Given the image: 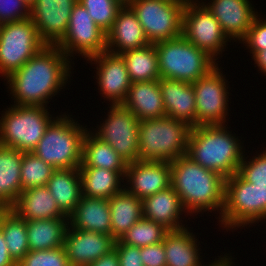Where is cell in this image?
Here are the masks:
<instances>
[{"instance_id": "cell-1", "label": "cell", "mask_w": 266, "mask_h": 266, "mask_svg": "<svg viewBox=\"0 0 266 266\" xmlns=\"http://www.w3.org/2000/svg\"><path fill=\"white\" fill-rule=\"evenodd\" d=\"M71 63L74 61L56 45H45L4 80L13 105L48 107L51 102L48 100L65 89L71 80Z\"/></svg>"}, {"instance_id": "cell-2", "label": "cell", "mask_w": 266, "mask_h": 266, "mask_svg": "<svg viewBox=\"0 0 266 266\" xmlns=\"http://www.w3.org/2000/svg\"><path fill=\"white\" fill-rule=\"evenodd\" d=\"M170 164L171 186L190 217L213 211L217 216L219 213L216 219L220 218L225 202L226 178L202 167L187 155L178 157Z\"/></svg>"}, {"instance_id": "cell-3", "label": "cell", "mask_w": 266, "mask_h": 266, "mask_svg": "<svg viewBox=\"0 0 266 266\" xmlns=\"http://www.w3.org/2000/svg\"><path fill=\"white\" fill-rule=\"evenodd\" d=\"M243 142L227 124L192 127L187 156L202 167L228 178L239 170L246 153Z\"/></svg>"}, {"instance_id": "cell-4", "label": "cell", "mask_w": 266, "mask_h": 266, "mask_svg": "<svg viewBox=\"0 0 266 266\" xmlns=\"http://www.w3.org/2000/svg\"><path fill=\"white\" fill-rule=\"evenodd\" d=\"M71 116L66 112L57 115L32 151L55 169L79 168L82 163L83 140L89 128Z\"/></svg>"}, {"instance_id": "cell-5", "label": "cell", "mask_w": 266, "mask_h": 266, "mask_svg": "<svg viewBox=\"0 0 266 266\" xmlns=\"http://www.w3.org/2000/svg\"><path fill=\"white\" fill-rule=\"evenodd\" d=\"M192 127L168 116L139 123V161L172 162L187 155Z\"/></svg>"}, {"instance_id": "cell-6", "label": "cell", "mask_w": 266, "mask_h": 266, "mask_svg": "<svg viewBox=\"0 0 266 266\" xmlns=\"http://www.w3.org/2000/svg\"><path fill=\"white\" fill-rule=\"evenodd\" d=\"M265 220L266 186L252 185L238 173L226 178L224 208L218 225L233 232V229L243 230Z\"/></svg>"}, {"instance_id": "cell-7", "label": "cell", "mask_w": 266, "mask_h": 266, "mask_svg": "<svg viewBox=\"0 0 266 266\" xmlns=\"http://www.w3.org/2000/svg\"><path fill=\"white\" fill-rule=\"evenodd\" d=\"M161 78L194 83L219 63L183 35L155 43Z\"/></svg>"}, {"instance_id": "cell-8", "label": "cell", "mask_w": 266, "mask_h": 266, "mask_svg": "<svg viewBox=\"0 0 266 266\" xmlns=\"http://www.w3.org/2000/svg\"><path fill=\"white\" fill-rule=\"evenodd\" d=\"M10 106L0 113V144L32 152L57 116L50 114V107Z\"/></svg>"}, {"instance_id": "cell-9", "label": "cell", "mask_w": 266, "mask_h": 266, "mask_svg": "<svg viewBox=\"0 0 266 266\" xmlns=\"http://www.w3.org/2000/svg\"><path fill=\"white\" fill-rule=\"evenodd\" d=\"M45 45L31 18L1 24L0 77L6 79Z\"/></svg>"}, {"instance_id": "cell-10", "label": "cell", "mask_w": 266, "mask_h": 266, "mask_svg": "<svg viewBox=\"0 0 266 266\" xmlns=\"http://www.w3.org/2000/svg\"><path fill=\"white\" fill-rule=\"evenodd\" d=\"M185 5L164 0H134L128 4L150 44L182 36Z\"/></svg>"}, {"instance_id": "cell-11", "label": "cell", "mask_w": 266, "mask_h": 266, "mask_svg": "<svg viewBox=\"0 0 266 266\" xmlns=\"http://www.w3.org/2000/svg\"><path fill=\"white\" fill-rule=\"evenodd\" d=\"M106 117L91 130L129 164L139 161L140 120L122 104L110 105Z\"/></svg>"}, {"instance_id": "cell-12", "label": "cell", "mask_w": 266, "mask_h": 266, "mask_svg": "<svg viewBox=\"0 0 266 266\" xmlns=\"http://www.w3.org/2000/svg\"><path fill=\"white\" fill-rule=\"evenodd\" d=\"M219 64L207 75L192 83L195 93L197 126L223 125L228 123L229 90L226 74ZM224 74V75H223ZM227 118V119H226Z\"/></svg>"}, {"instance_id": "cell-13", "label": "cell", "mask_w": 266, "mask_h": 266, "mask_svg": "<svg viewBox=\"0 0 266 266\" xmlns=\"http://www.w3.org/2000/svg\"><path fill=\"white\" fill-rule=\"evenodd\" d=\"M56 46L71 61L77 54L87 60L106 51V33L93 21L86 8L77 1L72 8L67 32Z\"/></svg>"}, {"instance_id": "cell-14", "label": "cell", "mask_w": 266, "mask_h": 266, "mask_svg": "<svg viewBox=\"0 0 266 266\" xmlns=\"http://www.w3.org/2000/svg\"><path fill=\"white\" fill-rule=\"evenodd\" d=\"M182 35L216 61L222 58L227 43H231L221 29L220 23L201 2L184 6Z\"/></svg>"}, {"instance_id": "cell-15", "label": "cell", "mask_w": 266, "mask_h": 266, "mask_svg": "<svg viewBox=\"0 0 266 266\" xmlns=\"http://www.w3.org/2000/svg\"><path fill=\"white\" fill-rule=\"evenodd\" d=\"M96 67V82L99 94L109 105L122 104L131 86L125 61L120 54L104 51L87 59Z\"/></svg>"}, {"instance_id": "cell-16", "label": "cell", "mask_w": 266, "mask_h": 266, "mask_svg": "<svg viewBox=\"0 0 266 266\" xmlns=\"http://www.w3.org/2000/svg\"><path fill=\"white\" fill-rule=\"evenodd\" d=\"M77 0H37L31 19L46 45H57L65 36L72 8Z\"/></svg>"}, {"instance_id": "cell-17", "label": "cell", "mask_w": 266, "mask_h": 266, "mask_svg": "<svg viewBox=\"0 0 266 266\" xmlns=\"http://www.w3.org/2000/svg\"><path fill=\"white\" fill-rule=\"evenodd\" d=\"M171 164L159 161H135L127 165L124 189L144 199L171 186Z\"/></svg>"}, {"instance_id": "cell-18", "label": "cell", "mask_w": 266, "mask_h": 266, "mask_svg": "<svg viewBox=\"0 0 266 266\" xmlns=\"http://www.w3.org/2000/svg\"><path fill=\"white\" fill-rule=\"evenodd\" d=\"M232 42H240L259 14L250 0H210L202 2Z\"/></svg>"}, {"instance_id": "cell-19", "label": "cell", "mask_w": 266, "mask_h": 266, "mask_svg": "<svg viewBox=\"0 0 266 266\" xmlns=\"http://www.w3.org/2000/svg\"><path fill=\"white\" fill-rule=\"evenodd\" d=\"M111 235L68 228L63 247L70 266H88L114 249Z\"/></svg>"}, {"instance_id": "cell-20", "label": "cell", "mask_w": 266, "mask_h": 266, "mask_svg": "<svg viewBox=\"0 0 266 266\" xmlns=\"http://www.w3.org/2000/svg\"><path fill=\"white\" fill-rule=\"evenodd\" d=\"M149 44L136 14L128 5H123L112 27L106 33V50L114 54H122Z\"/></svg>"}, {"instance_id": "cell-21", "label": "cell", "mask_w": 266, "mask_h": 266, "mask_svg": "<svg viewBox=\"0 0 266 266\" xmlns=\"http://www.w3.org/2000/svg\"><path fill=\"white\" fill-rule=\"evenodd\" d=\"M183 214L189 216L172 186L143 199V217L163 225L169 231L181 230L188 226L183 223L186 218L181 217Z\"/></svg>"}, {"instance_id": "cell-22", "label": "cell", "mask_w": 266, "mask_h": 266, "mask_svg": "<svg viewBox=\"0 0 266 266\" xmlns=\"http://www.w3.org/2000/svg\"><path fill=\"white\" fill-rule=\"evenodd\" d=\"M159 86L166 116L197 127L196 100L192 84L161 78Z\"/></svg>"}, {"instance_id": "cell-23", "label": "cell", "mask_w": 266, "mask_h": 266, "mask_svg": "<svg viewBox=\"0 0 266 266\" xmlns=\"http://www.w3.org/2000/svg\"><path fill=\"white\" fill-rule=\"evenodd\" d=\"M122 105L140 121L166 116L159 80L131 83Z\"/></svg>"}, {"instance_id": "cell-24", "label": "cell", "mask_w": 266, "mask_h": 266, "mask_svg": "<svg viewBox=\"0 0 266 266\" xmlns=\"http://www.w3.org/2000/svg\"><path fill=\"white\" fill-rule=\"evenodd\" d=\"M69 228L111 235L109 200L81 196L74 211L68 216Z\"/></svg>"}, {"instance_id": "cell-25", "label": "cell", "mask_w": 266, "mask_h": 266, "mask_svg": "<svg viewBox=\"0 0 266 266\" xmlns=\"http://www.w3.org/2000/svg\"><path fill=\"white\" fill-rule=\"evenodd\" d=\"M196 238L189 227L169 231L163 240L166 266H206Z\"/></svg>"}, {"instance_id": "cell-26", "label": "cell", "mask_w": 266, "mask_h": 266, "mask_svg": "<svg viewBox=\"0 0 266 266\" xmlns=\"http://www.w3.org/2000/svg\"><path fill=\"white\" fill-rule=\"evenodd\" d=\"M9 209L26 221L65 217L46 186L22 191Z\"/></svg>"}, {"instance_id": "cell-27", "label": "cell", "mask_w": 266, "mask_h": 266, "mask_svg": "<svg viewBox=\"0 0 266 266\" xmlns=\"http://www.w3.org/2000/svg\"><path fill=\"white\" fill-rule=\"evenodd\" d=\"M23 152L0 144V208H10L21 194Z\"/></svg>"}, {"instance_id": "cell-28", "label": "cell", "mask_w": 266, "mask_h": 266, "mask_svg": "<svg viewBox=\"0 0 266 266\" xmlns=\"http://www.w3.org/2000/svg\"><path fill=\"white\" fill-rule=\"evenodd\" d=\"M46 187L55 199L59 210L65 216H69L82 196L79 168L55 169Z\"/></svg>"}, {"instance_id": "cell-29", "label": "cell", "mask_w": 266, "mask_h": 266, "mask_svg": "<svg viewBox=\"0 0 266 266\" xmlns=\"http://www.w3.org/2000/svg\"><path fill=\"white\" fill-rule=\"evenodd\" d=\"M79 171L83 196L110 199L124 190L126 171L108 170L99 167H79Z\"/></svg>"}, {"instance_id": "cell-30", "label": "cell", "mask_w": 266, "mask_h": 266, "mask_svg": "<svg viewBox=\"0 0 266 266\" xmlns=\"http://www.w3.org/2000/svg\"><path fill=\"white\" fill-rule=\"evenodd\" d=\"M108 200L111 236L115 240H120L137 221L143 218V200L128 193L125 189Z\"/></svg>"}, {"instance_id": "cell-31", "label": "cell", "mask_w": 266, "mask_h": 266, "mask_svg": "<svg viewBox=\"0 0 266 266\" xmlns=\"http://www.w3.org/2000/svg\"><path fill=\"white\" fill-rule=\"evenodd\" d=\"M69 228V218H51L26 221L30 251L62 247Z\"/></svg>"}, {"instance_id": "cell-32", "label": "cell", "mask_w": 266, "mask_h": 266, "mask_svg": "<svg viewBox=\"0 0 266 266\" xmlns=\"http://www.w3.org/2000/svg\"><path fill=\"white\" fill-rule=\"evenodd\" d=\"M83 140L82 163L80 167H99L108 170L126 171L128 163L90 129Z\"/></svg>"}, {"instance_id": "cell-33", "label": "cell", "mask_w": 266, "mask_h": 266, "mask_svg": "<svg viewBox=\"0 0 266 266\" xmlns=\"http://www.w3.org/2000/svg\"><path fill=\"white\" fill-rule=\"evenodd\" d=\"M120 55L125 61L131 83L161 79L155 44L125 51Z\"/></svg>"}, {"instance_id": "cell-34", "label": "cell", "mask_w": 266, "mask_h": 266, "mask_svg": "<svg viewBox=\"0 0 266 266\" xmlns=\"http://www.w3.org/2000/svg\"><path fill=\"white\" fill-rule=\"evenodd\" d=\"M0 230L8 246L9 254L18 263L30 251L26 220L18 217L11 209L0 210Z\"/></svg>"}, {"instance_id": "cell-35", "label": "cell", "mask_w": 266, "mask_h": 266, "mask_svg": "<svg viewBox=\"0 0 266 266\" xmlns=\"http://www.w3.org/2000/svg\"><path fill=\"white\" fill-rule=\"evenodd\" d=\"M55 168L33 152H23L21 165V192L34 187L46 186Z\"/></svg>"}, {"instance_id": "cell-36", "label": "cell", "mask_w": 266, "mask_h": 266, "mask_svg": "<svg viewBox=\"0 0 266 266\" xmlns=\"http://www.w3.org/2000/svg\"><path fill=\"white\" fill-rule=\"evenodd\" d=\"M169 232L163 225L146 218L137 221L120 239L123 244L145 247L162 242Z\"/></svg>"}, {"instance_id": "cell-37", "label": "cell", "mask_w": 266, "mask_h": 266, "mask_svg": "<svg viewBox=\"0 0 266 266\" xmlns=\"http://www.w3.org/2000/svg\"><path fill=\"white\" fill-rule=\"evenodd\" d=\"M86 8L97 26L107 33L123 7L119 0H77Z\"/></svg>"}, {"instance_id": "cell-38", "label": "cell", "mask_w": 266, "mask_h": 266, "mask_svg": "<svg viewBox=\"0 0 266 266\" xmlns=\"http://www.w3.org/2000/svg\"><path fill=\"white\" fill-rule=\"evenodd\" d=\"M259 153L253 154L252 159L247 153L244 154L237 173L252 185L266 186V149Z\"/></svg>"}, {"instance_id": "cell-39", "label": "cell", "mask_w": 266, "mask_h": 266, "mask_svg": "<svg viewBox=\"0 0 266 266\" xmlns=\"http://www.w3.org/2000/svg\"><path fill=\"white\" fill-rule=\"evenodd\" d=\"M16 266H70L65 248L29 251Z\"/></svg>"}, {"instance_id": "cell-40", "label": "cell", "mask_w": 266, "mask_h": 266, "mask_svg": "<svg viewBox=\"0 0 266 266\" xmlns=\"http://www.w3.org/2000/svg\"><path fill=\"white\" fill-rule=\"evenodd\" d=\"M259 15L255 17L245 37L239 42L248 49L251 56L257 51L266 49V18L261 19Z\"/></svg>"}, {"instance_id": "cell-41", "label": "cell", "mask_w": 266, "mask_h": 266, "mask_svg": "<svg viewBox=\"0 0 266 266\" xmlns=\"http://www.w3.org/2000/svg\"><path fill=\"white\" fill-rule=\"evenodd\" d=\"M31 17V7L24 0H0V23Z\"/></svg>"}, {"instance_id": "cell-42", "label": "cell", "mask_w": 266, "mask_h": 266, "mask_svg": "<svg viewBox=\"0 0 266 266\" xmlns=\"http://www.w3.org/2000/svg\"><path fill=\"white\" fill-rule=\"evenodd\" d=\"M114 248L119 257L120 266H144L140 247L126 245L120 240H116Z\"/></svg>"}, {"instance_id": "cell-43", "label": "cell", "mask_w": 266, "mask_h": 266, "mask_svg": "<svg viewBox=\"0 0 266 266\" xmlns=\"http://www.w3.org/2000/svg\"><path fill=\"white\" fill-rule=\"evenodd\" d=\"M144 266H166V257L163 241L145 247H140Z\"/></svg>"}, {"instance_id": "cell-44", "label": "cell", "mask_w": 266, "mask_h": 266, "mask_svg": "<svg viewBox=\"0 0 266 266\" xmlns=\"http://www.w3.org/2000/svg\"><path fill=\"white\" fill-rule=\"evenodd\" d=\"M88 266H120L116 249L114 248L108 254L101 256L98 260L92 262Z\"/></svg>"}, {"instance_id": "cell-45", "label": "cell", "mask_w": 266, "mask_h": 266, "mask_svg": "<svg viewBox=\"0 0 266 266\" xmlns=\"http://www.w3.org/2000/svg\"><path fill=\"white\" fill-rule=\"evenodd\" d=\"M17 263L9 254L8 246L4 240V235L0 230V266H16Z\"/></svg>"}, {"instance_id": "cell-46", "label": "cell", "mask_w": 266, "mask_h": 266, "mask_svg": "<svg viewBox=\"0 0 266 266\" xmlns=\"http://www.w3.org/2000/svg\"><path fill=\"white\" fill-rule=\"evenodd\" d=\"M251 58L254 60V67H258V72L266 76V49L257 51Z\"/></svg>"}, {"instance_id": "cell-47", "label": "cell", "mask_w": 266, "mask_h": 266, "mask_svg": "<svg viewBox=\"0 0 266 266\" xmlns=\"http://www.w3.org/2000/svg\"><path fill=\"white\" fill-rule=\"evenodd\" d=\"M218 258H215L214 260H211L212 262H209L206 266H234L237 265L233 261L235 258H232L231 253L224 255L217 256ZM233 259V260H232Z\"/></svg>"}, {"instance_id": "cell-48", "label": "cell", "mask_w": 266, "mask_h": 266, "mask_svg": "<svg viewBox=\"0 0 266 266\" xmlns=\"http://www.w3.org/2000/svg\"><path fill=\"white\" fill-rule=\"evenodd\" d=\"M176 4H186L184 0H164Z\"/></svg>"}, {"instance_id": "cell-49", "label": "cell", "mask_w": 266, "mask_h": 266, "mask_svg": "<svg viewBox=\"0 0 266 266\" xmlns=\"http://www.w3.org/2000/svg\"><path fill=\"white\" fill-rule=\"evenodd\" d=\"M184 1L186 4H188V3H200V1H201V3L203 2V0H184Z\"/></svg>"}, {"instance_id": "cell-50", "label": "cell", "mask_w": 266, "mask_h": 266, "mask_svg": "<svg viewBox=\"0 0 266 266\" xmlns=\"http://www.w3.org/2000/svg\"><path fill=\"white\" fill-rule=\"evenodd\" d=\"M30 7H32L37 0H24Z\"/></svg>"}, {"instance_id": "cell-51", "label": "cell", "mask_w": 266, "mask_h": 266, "mask_svg": "<svg viewBox=\"0 0 266 266\" xmlns=\"http://www.w3.org/2000/svg\"><path fill=\"white\" fill-rule=\"evenodd\" d=\"M123 5H128L130 2L134 0H119Z\"/></svg>"}]
</instances>
